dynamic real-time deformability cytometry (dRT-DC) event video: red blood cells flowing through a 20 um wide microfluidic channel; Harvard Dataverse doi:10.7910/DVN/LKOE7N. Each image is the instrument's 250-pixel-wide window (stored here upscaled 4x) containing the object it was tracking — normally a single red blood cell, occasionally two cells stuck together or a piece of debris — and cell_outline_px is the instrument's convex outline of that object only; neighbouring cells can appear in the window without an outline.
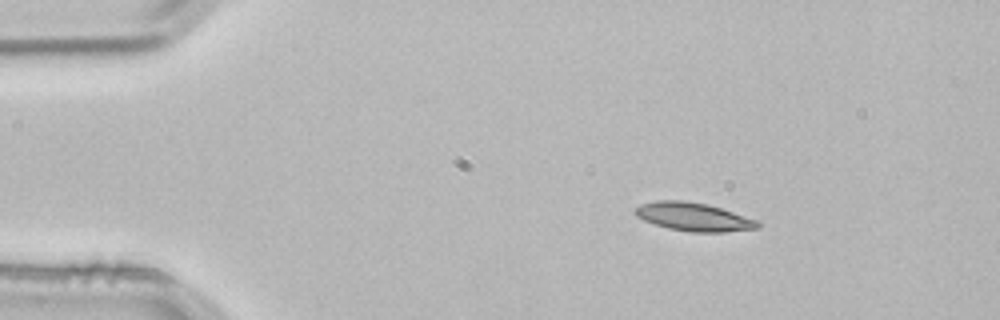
{"species": "common noctule bat (a hibernating species)", "species_latin": "Nyctalus noctula", "temperature_condition": "room temperature", "stored_images_in_passage": 3, "camera_frame_rate_fps": 3000, "um_per_image_px": 0.085, "animal": {"sex": "male", "body_mass_g": 21.5, "forearm_length_mm": 52.0}, "frame": {"image": 1, "passage_image": 1, "time_ms": 0.0, "image_size_px": [1000, 320], "cell_outline_px": [[760, 228], [724, 232], [692, 232], [668, 228], [644, 220], [636, 216], [632, 212], [640, 204], [656, 200], [684, 200], [708, 204], [760, 220]], "centroid_in_image_um": [58.98, 18.42], "position_along_channel_um": 26.0, "area_um2": 20.46}}
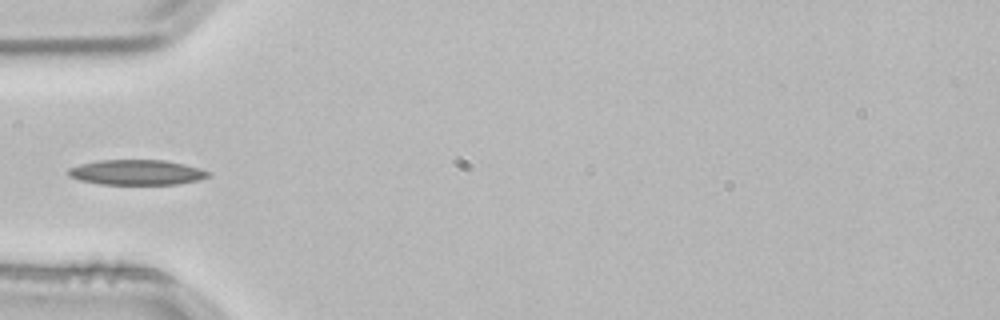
{"frame": {"image": 2, "passage_image": 3, "time_ms": 0.667, "image_size_px": [1000, 320], "cell_outline_px": [[212, 176], [196, 180], [176, 184], [100, 184], [80, 180], [68, 176], [68, 168], [80, 164], [100, 160], [164, 160], [184, 164], [212, 172]], "centroid_in_image_um": [11.62, 14.65], "position_along_channel_um": 73.4, "area_um2": 20.46}}